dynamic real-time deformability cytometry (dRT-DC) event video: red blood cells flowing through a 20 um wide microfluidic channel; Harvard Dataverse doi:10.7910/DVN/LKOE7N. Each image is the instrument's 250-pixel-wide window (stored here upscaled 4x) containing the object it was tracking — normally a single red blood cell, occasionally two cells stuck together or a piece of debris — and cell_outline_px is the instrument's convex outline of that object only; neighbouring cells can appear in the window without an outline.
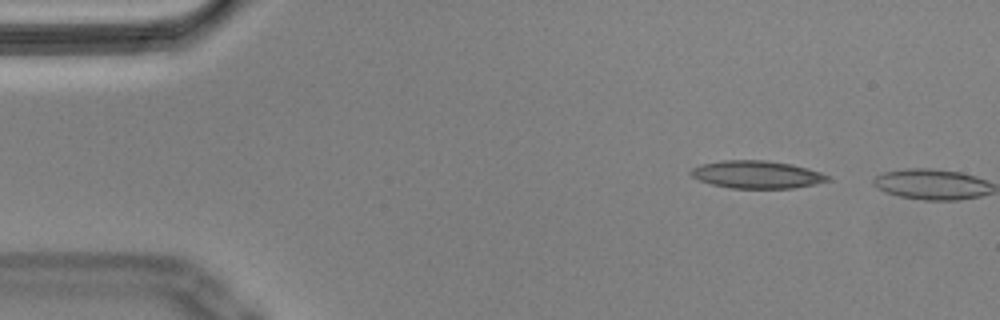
{"species": "Egyptian fruit bat (a non-hibernating species)", "species_latin": "Rousettus aegyptiacus", "temperature_condition": "cold", "stored_images_in_passage": 2, "camera_frame_rate_fps": 3000, "um_per_image_px": 0.085, "animal": {"sex": "male"}, "frame": {"image": 1, "passage_image": 1, "time_ms": 0.0, "image_size_px": [1000, 320], "cell_outline_px": [[832, 180], [816, 184], [792, 188], [728, 188], [712, 184], [700, 180], [692, 176], [688, 172], [692, 168], [700, 164], [724, 160], [764, 160], [792, 164], [808, 168], [820, 172], [828, 176]], "centroid_in_image_um": [64.33, 14.83], "position_along_channel_um": 20.7, "area_um2": 22.08}}